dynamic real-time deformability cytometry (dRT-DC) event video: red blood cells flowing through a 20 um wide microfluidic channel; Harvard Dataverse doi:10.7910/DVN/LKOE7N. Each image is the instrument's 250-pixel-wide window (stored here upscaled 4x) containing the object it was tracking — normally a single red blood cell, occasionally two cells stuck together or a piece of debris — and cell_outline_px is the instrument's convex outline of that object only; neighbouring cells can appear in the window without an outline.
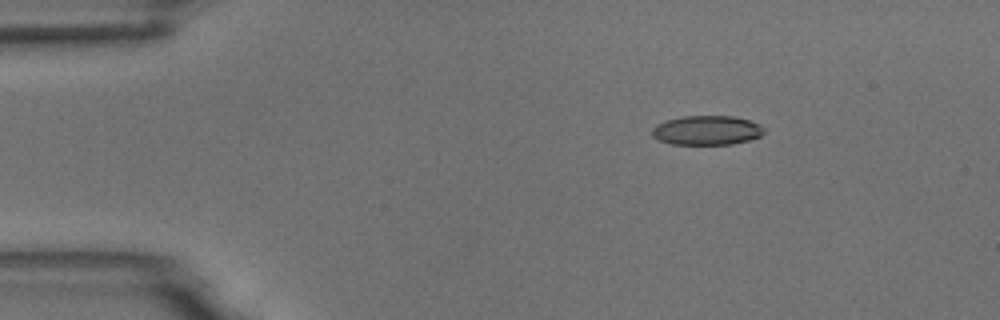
{"species": "common noctule bat (a hibernating species)", "species_latin": "Nyctalus noctula", "temperature_condition": "room temperature", "stored_images_in_passage": 5, "camera_frame_rate_fps": 3000, "um_per_image_px": 0.085, "animal": {"sex": "male", "body_mass_g": 18.8}, "frame": {"image": 1, "passage_image": 3, "time_ms": 2.333, "image_size_px": [1000, 320], "cell_outline_px": [[764, 132], [760, 136], [748, 140], [732, 144], [672, 144], [660, 140], [652, 136], [652, 128], [656, 124], [668, 120], [684, 116], [732, 116], [748, 120], [760, 124], [764, 128]], "centroid_in_image_um": [60.08, 11.07], "position_along_channel_um": 24.9, "area_um2": 19.02}}